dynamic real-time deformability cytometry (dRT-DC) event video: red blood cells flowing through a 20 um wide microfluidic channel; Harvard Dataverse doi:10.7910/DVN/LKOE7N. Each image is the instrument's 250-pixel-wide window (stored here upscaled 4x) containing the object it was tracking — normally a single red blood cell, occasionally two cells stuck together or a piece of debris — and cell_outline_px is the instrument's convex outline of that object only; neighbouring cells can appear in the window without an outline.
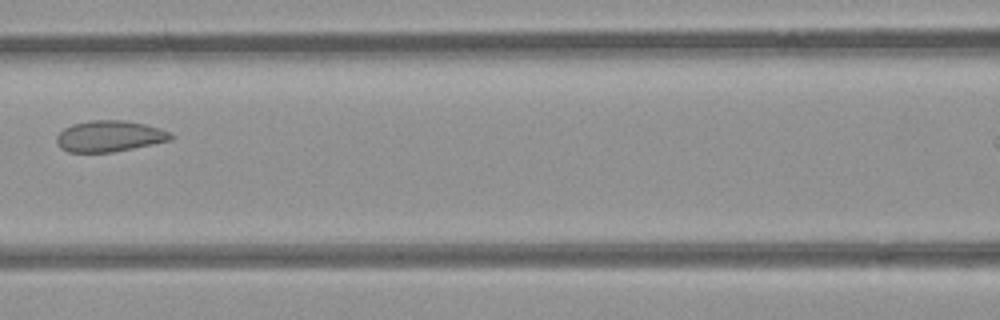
{"species": "common noctule bat (a hibernating species)", "species_latin": "Nyctalus noctula", "temperature_condition": "room temperature", "stored_images_in_passage": 6, "segment_of_instrument_passage": [1, 2], "camera_frame_rate_fps": 3000, "um_per_image_px": 0.085, "animal": {"sex": "female", "body_mass_g": 21.9}, "frame": {"image": 1, "passage_image": 5, "time_ms": 4.333, "image_size_px": [1000, 320], "cell_outline_px": [[172, 140], [112, 152], [68, 152], [60, 148], [56, 140], [56, 136], [64, 128], [72, 124], [88, 120], [124, 120], [144, 124], [160, 128], [168, 132], [172, 136]], "centroid_in_image_um": [9.27, 11.57], "position_along_channel_um": 157.3, "area_um2": 20.63}}